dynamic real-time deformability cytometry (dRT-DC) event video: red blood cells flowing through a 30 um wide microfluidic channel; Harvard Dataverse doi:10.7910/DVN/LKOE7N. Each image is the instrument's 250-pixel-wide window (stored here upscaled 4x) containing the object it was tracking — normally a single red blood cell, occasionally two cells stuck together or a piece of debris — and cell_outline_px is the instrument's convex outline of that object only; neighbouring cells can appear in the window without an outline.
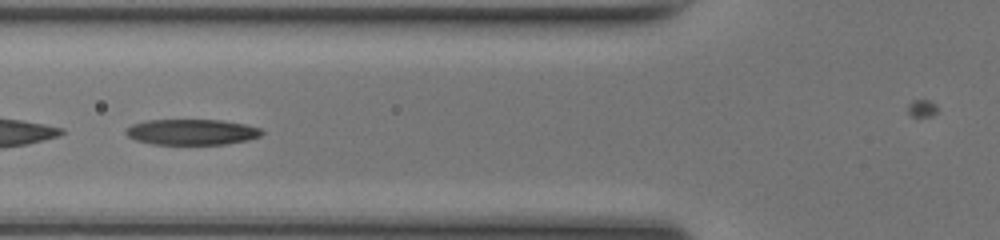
{"species": "common noctule bat (a hibernating species)", "species_latin": "Nyctalus noctula", "temperature_condition": "room temperature", "stored_images_in_passage": 36, "camera_frame_rate_fps": 3000, "um_per_image_px": 0.085, "animal": {"sex": "female", "body_mass_g": 17.0, "forearm_length_mm": 48.0}, "frame": {"image": 1, "passage_image": 8, "time_ms": 2.333, "image_size_px": [1000, 240], "cell_outline_px": [[264, 132], [260, 136], [248, 140], [224, 144], [152, 144], [136, 140], [128, 136], [124, 132], [132, 124], [148, 120], [220, 120], [244, 124], [260, 128]], "centroid_in_image_um": [16.3, 11.22], "position_along_channel_um": 109.5, "area_um2": 20.23}}
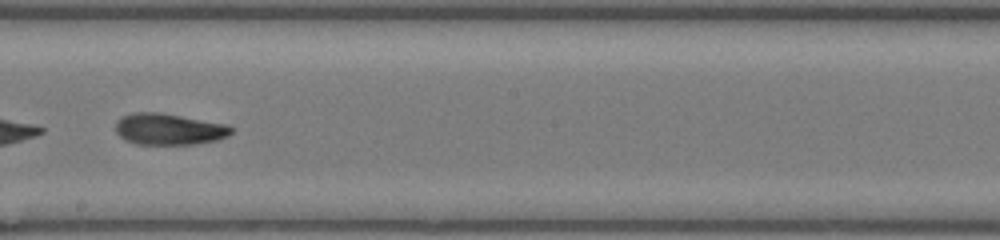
{"frame": {"image": 2, "passage_image": 17, "time_ms": 5.333, "image_size_px": [1000, 240], "cell_outline_px": [[232, 132], [228, 136], [216, 140], [192, 144], [136, 144], [124, 140], [116, 132], [116, 120], [120, 116], [132, 112], [160, 112], [228, 124], [232, 128]], "centroid_in_image_um": [14.32, 10.96], "position_along_channel_um": 233.9, "area_um2": 21.33}}
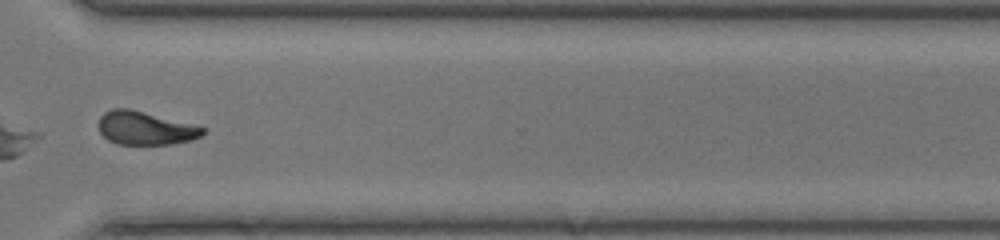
{"frame": {"image": 3, "passage_image": 26, "time_ms": 8.333, "image_size_px": [1000, 240], "cell_outline_px": [[208, 128], [200, 136], [192, 140], [168, 144], [116, 144], [108, 140], [100, 132], [100, 116], [104, 112], [112, 108], [128, 108]], "centroid_in_image_um": [12.35, 10.89], "position_along_channel_um": 358.3, "area_um2": 20.06}, "authors_computed_cell_mechanics": {"area_um2": 20.4901, "velocity_mm_per_s": 4.1561, "shape_relaxation_time_tau1_ms": 4.4791, "shape_relaxation_time_tau2_ms": 3.1377, "deformation_change_tau1": 0.189, "deformation_change_tau2": 0.1057}}